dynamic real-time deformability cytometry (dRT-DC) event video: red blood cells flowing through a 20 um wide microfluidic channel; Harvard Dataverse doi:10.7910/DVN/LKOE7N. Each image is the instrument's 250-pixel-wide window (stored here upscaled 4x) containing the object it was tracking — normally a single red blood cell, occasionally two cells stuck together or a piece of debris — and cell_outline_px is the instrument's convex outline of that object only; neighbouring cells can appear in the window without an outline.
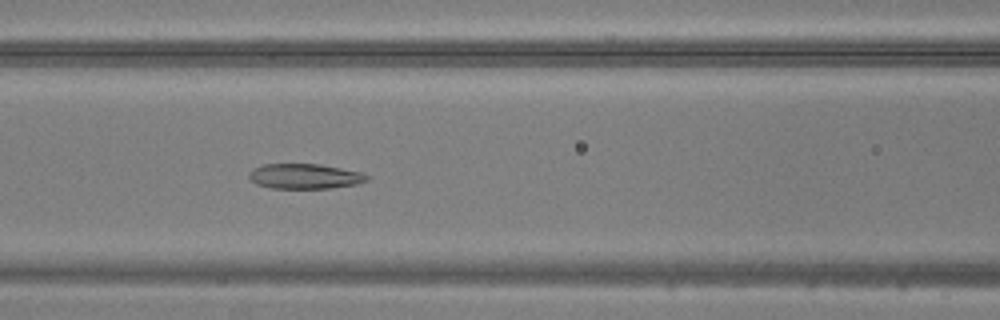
{"species": "common noctule bat (a hibernating species)", "species_latin": "Nyctalus noctula", "temperature_condition": "warm", "stored_images_in_passage": 49, "camera_frame_rate_fps": 3000, "um_per_image_px": 0.085, "animal": {"sex": "male", "body_mass_g": 20.5, "forearm_length_mm": 52.5}, "frame": {"image": 1, "passage_image": 21, "time_ms": 6.667, "image_size_px": [1000, 320], "cell_outline_px": [[368, 180], [356, 184], [332, 188], [272, 188], [256, 184], [248, 176], [248, 172], [264, 164], [320, 164], [360, 172], [368, 176]], "centroid_in_image_um": [25.89, 14.98], "position_along_channel_um": 140.7, "area_um2": 17.05}}
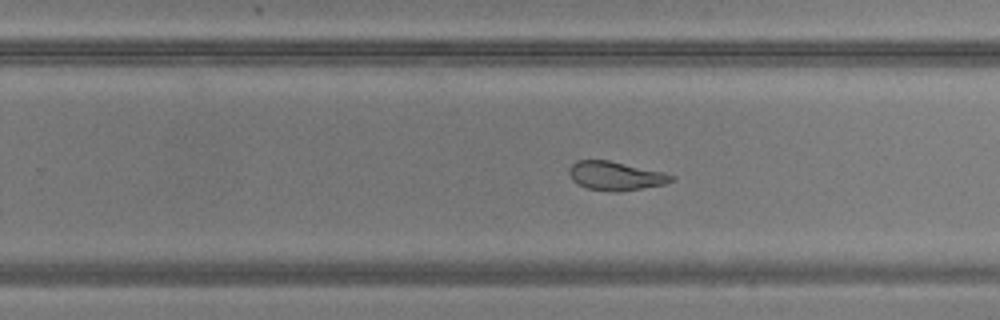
{"frame": {"image": 2, "passage_image": 31, "time_ms": 10.0, "image_size_px": [1000, 320], "cell_outline_px": [[676, 180], [664, 184], [620, 192], [612, 192], [588, 188], [572, 180], [568, 172], [568, 168], [576, 160], [608, 160], [664, 172], [676, 176]], "centroid_in_image_um": [52.34, 14.95], "position_along_channel_um": 277.5, "area_um2": 17.22}}
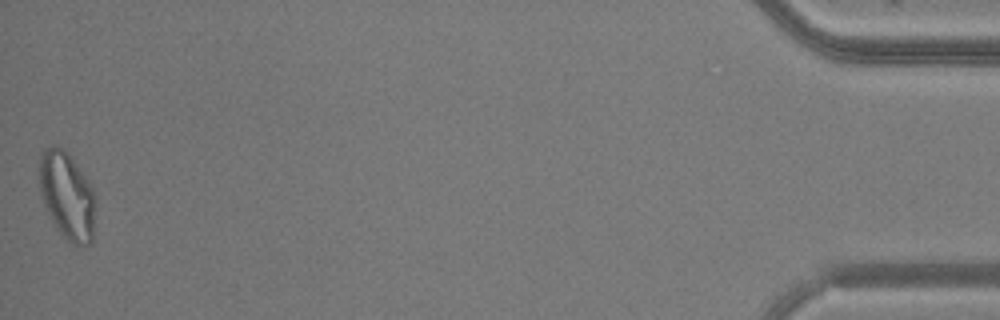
{"frame": {"image": 3, "passage_image": 49, "time_ms": 16.0, "image_size_px": [1000, 320], "cell_outline_px": [[96, 200], [92, 240], [88, 244], [72, 244], [56, 228], [44, 204], [40, 188], [40, 156], [44, 148], [52, 144], [64, 148], [88, 180], [92, 188]], "centroid_in_image_um": [5.71, 16.6], "position_along_channel_um": 429.5, "area_um2": 28.38}}